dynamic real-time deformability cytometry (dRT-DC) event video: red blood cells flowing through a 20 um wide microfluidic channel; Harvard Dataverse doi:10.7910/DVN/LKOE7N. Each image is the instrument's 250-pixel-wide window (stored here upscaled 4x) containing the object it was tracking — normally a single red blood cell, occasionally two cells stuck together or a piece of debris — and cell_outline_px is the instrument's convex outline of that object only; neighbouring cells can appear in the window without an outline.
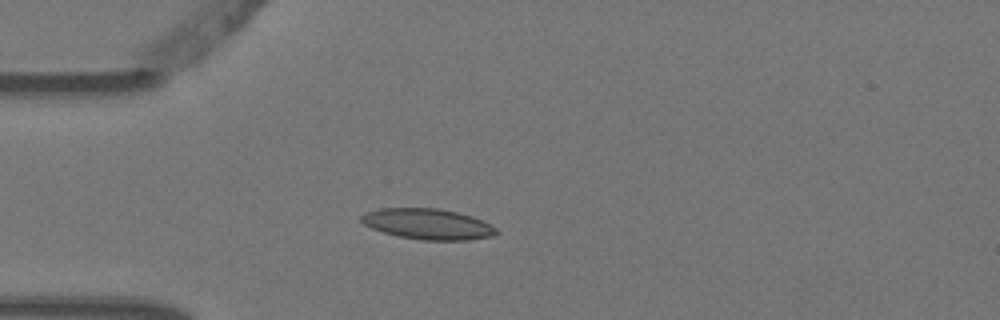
{"species": "Egyptian fruit bat (a non-hibernating species)", "species_latin": "Rousettus aegyptiacus", "temperature_condition": "warm", "stored_images_in_passage": 5, "camera_frame_rate_fps": 3000, "um_per_image_px": 0.085, "animal": {"sex": "female"}, "frame": {"image": 1, "passage_image": 5, "time_ms": 1.333, "image_size_px": [1000, 320], "cell_outline_px": [[500, 232], [492, 236], [468, 240], [420, 240], [400, 236], [384, 232], [372, 228], [364, 224], [360, 220], [360, 216], [368, 212], [380, 208], [436, 208], [456, 212], [472, 216], [496, 228]], "centroid_in_image_um": [36.36, 19.04], "position_along_channel_um": 48.6, "area_um2": 23.93}}